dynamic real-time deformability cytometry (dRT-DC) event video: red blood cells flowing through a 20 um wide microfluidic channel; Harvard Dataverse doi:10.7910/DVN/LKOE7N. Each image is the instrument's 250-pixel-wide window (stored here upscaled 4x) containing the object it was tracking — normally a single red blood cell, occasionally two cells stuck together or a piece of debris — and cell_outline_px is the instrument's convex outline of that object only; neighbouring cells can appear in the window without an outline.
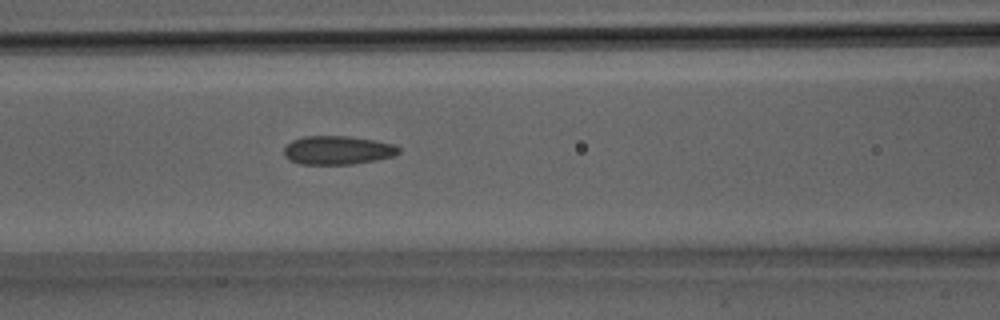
{"species": "Egyptian fruit bat (a non-hibernating species)", "species_latin": "Rousettus aegyptiacus", "temperature_condition": "room temperature", "stored_images_in_passage": 17, "camera_frame_rate_fps": 3000, "um_per_image_px": 0.085, "animal": {"sex": "male"}, "frame": {"image": 1, "passage_image": 5, "time_ms": 1.333, "image_size_px": [1000, 320], "cell_outline_px": [[400, 152], [392, 156], [376, 160], [352, 164], [300, 164], [288, 160], [284, 156], [284, 148], [292, 140], [304, 136], [348, 136], [376, 140], [396, 144], [400, 148]], "centroid_in_image_um": [28.7, 12.76], "position_along_channel_um": 137.9, "area_um2": 19.31}}
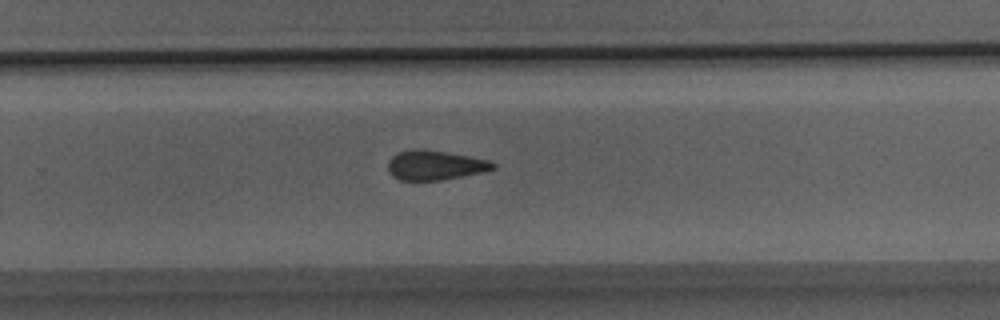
{"frame": {"image": 2, "passage_image": 12, "time_ms": 3.667, "image_size_px": [1000, 320], "cell_outline_px": [[496, 168], [484, 172], [440, 180], [400, 180], [392, 176], [388, 172], [388, 160], [396, 152], [420, 148], [424, 148], [468, 156], [488, 160], [496, 164]], "centroid_in_image_um": [36.95, 14.03], "position_along_channel_um": 292.9, "area_um2": 18.21}}
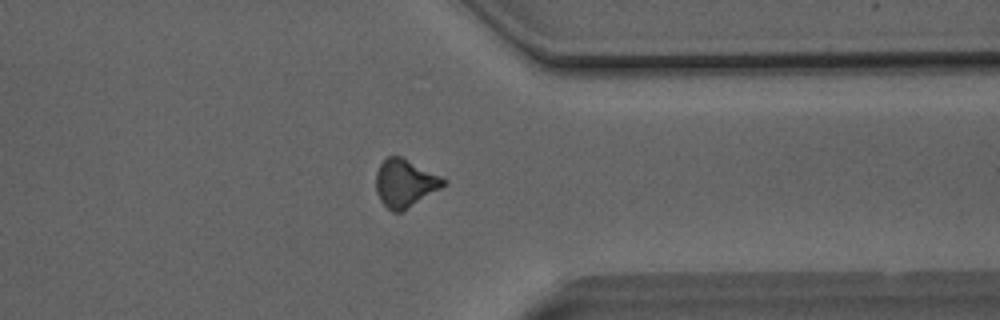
{"frame": {"image": 3, "passage_image": 16, "time_ms": 5.0, "image_size_px": [1000, 320], "cell_outline_px": [[448, 184], [400, 212], [392, 212], [380, 200], [376, 192], [376, 172], [380, 164], [388, 156], [400, 156], [448, 180]], "centroid_in_image_um": [34.42, 15.57], "position_along_channel_um": 377.0, "area_um2": 18.55}}